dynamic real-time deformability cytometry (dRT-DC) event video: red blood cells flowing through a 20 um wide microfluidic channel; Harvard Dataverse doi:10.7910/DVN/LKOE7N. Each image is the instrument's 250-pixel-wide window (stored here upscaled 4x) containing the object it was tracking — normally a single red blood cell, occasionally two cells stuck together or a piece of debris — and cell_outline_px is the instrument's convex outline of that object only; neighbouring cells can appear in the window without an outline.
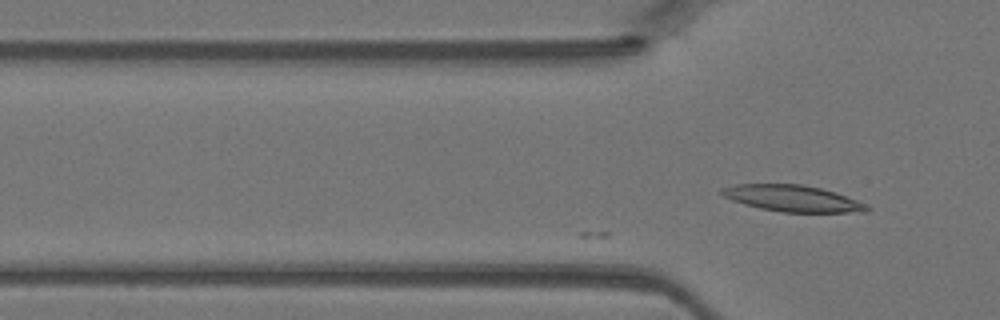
{"species": "Egyptian fruit bat (a non-hibernating species)", "species_latin": "Rousettus aegyptiacus", "temperature_condition": "warm", "stored_images_in_passage": 10, "camera_frame_rate_fps": 3000, "um_per_image_px": 0.085, "animal": {"sex": "female"}, "frame": {"image": 1, "passage_image": 10, "time_ms": 3.0, "image_size_px": [1000, 320], "cell_outline_px": [[872, 208], [868, 212], [780, 212], [760, 208], [744, 204], [732, 200], [724, 196], [720, 192], [720, 188], [736, 184], [800, 184], [820, 188], [836, 192], [868, 204]], "centroid_in_image_um": [67.4, 16.87], "position_along_channel_um": 58.4, "area_um2": 22.43}}